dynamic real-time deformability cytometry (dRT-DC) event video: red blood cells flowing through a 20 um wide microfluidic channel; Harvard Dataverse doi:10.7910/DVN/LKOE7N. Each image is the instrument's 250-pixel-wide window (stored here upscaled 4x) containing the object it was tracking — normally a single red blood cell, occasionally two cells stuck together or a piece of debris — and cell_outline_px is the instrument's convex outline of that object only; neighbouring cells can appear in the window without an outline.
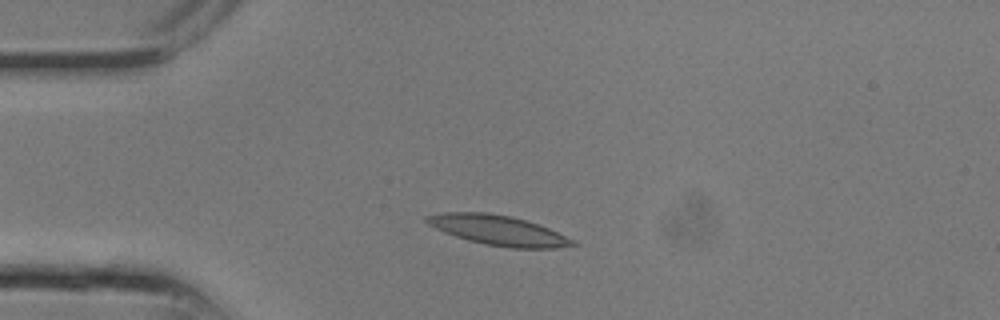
{"species": "common noctule bat (a hibernating species)", "species_latin": "Nyctalus noctula", "temperature_condition": "room temperature", "stored_images_in_passage": 4, "camera_frame_rate_fps": 3000, "um_per_image_px": 0.085, "animal": {"sex": "male", "body_mass_g": 13.3}, "frame": {"image": 1, "passage_image": 1, "time_ms": 0.0, "image_size_px": [1000, 320], "cell_outline_px": [[576, 244], [556, 248], [512, 248], [484, 244], [468, 240], [444, 232], [428, 224], [424, 220], [424, 216], [444, 212], [488, 212], [508, 216], [524, 220], [548, 228], [576, 240]], "centroid_in_image_um": [42.32, 19.57], "position_along_channel_um": 42.7, "area_um2": 25.2}}
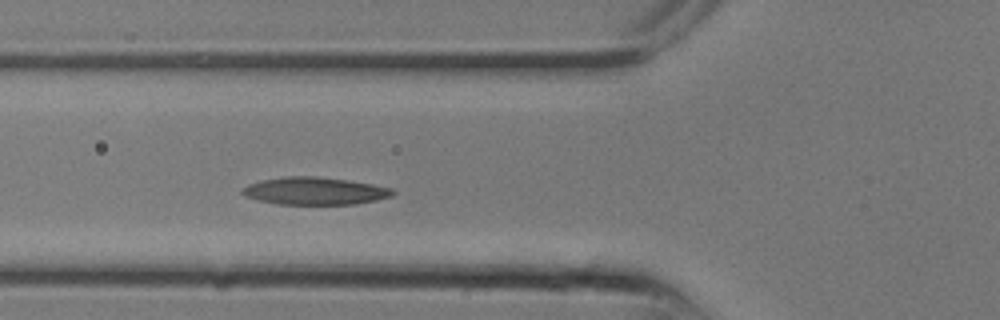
{"frame": {"image": 2, "passage_image": 4, "time_ms": 1.0, "image_size_px": [1000, 320], "cell_outline_px": [[396, 192], [392, 196], [376, 200], [356, 204], [276, 204], [256, 200], [244, 196], [240, 192], [248, 184], [264, 180], [288, 176], [316, 176], [348, 180], [372, 184], [392, 188]], "centroid_in_image_um": [26.76, 16.24], "position_along_channel_um": 99.0, "area_um2": 24.1}}